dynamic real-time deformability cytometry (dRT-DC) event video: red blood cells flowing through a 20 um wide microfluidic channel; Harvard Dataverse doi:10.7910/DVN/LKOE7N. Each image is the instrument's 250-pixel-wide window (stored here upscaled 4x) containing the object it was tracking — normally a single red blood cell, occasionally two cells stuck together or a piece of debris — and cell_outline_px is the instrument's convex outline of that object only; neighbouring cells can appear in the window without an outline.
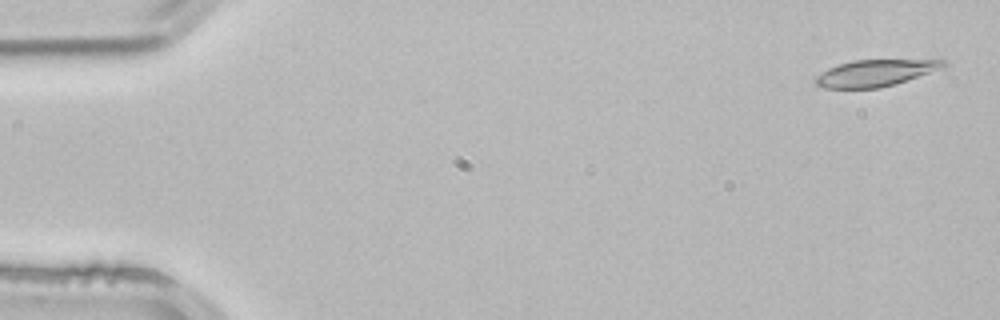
{"species": "common noctule bat (a hibernating species)", "species_latin": "Nyctalus noctula", "temperature_condition": "room temperature", "stored_images_in_passage": 4, "camera_frame_rate_fps": 3000, "um_per_image_px": 0.085, "animal": {"sex": "male", "body_mass_g": 21.5, "forearm_length_mm": 52.0}, "frame": {"image": 1, "passage_image": 1, "time_ms": 0.0, "image_size_px": [1000, 320], "cell_outline_px": [[948, 64], [944, 68], [896, 84], [880, 88], [824, 88], [816, 84], [812, 80], [816, 76], [828, 68], [852, 60], [944, 60]], "centroid_in_image_um": [74.4, 6.21], "position_along_channel_um": 10.6, "area_um2": 19.88}}
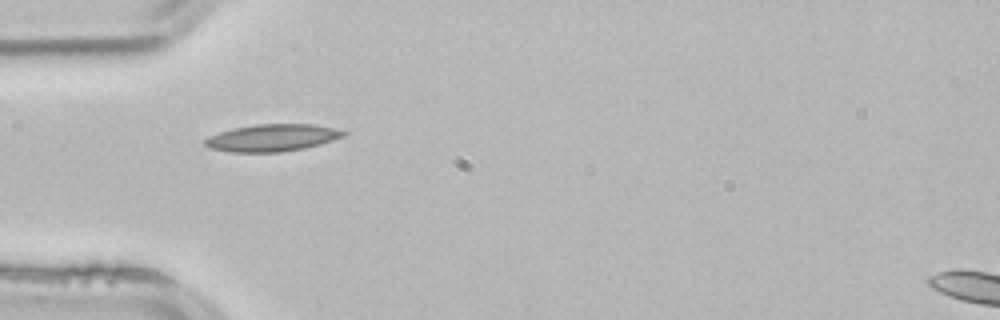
{"frame": {"image": 2, "passage_image": 4, "time_ms": 1.0, "image_size_px": [1000, 320], "cell_outline_px": [[348, 132], [344, 136], [320, 144], [304, 148], [280, 152], [228, 152], [208, 148], [204, 144], [204, 140], [208, 136], [232, 128], [256, 124], [316, 124], [336, 128]], "centroid_in_image_um": [23.12, 11.71], "position_along_channel_um": 61.9, "area_um2": 22.08}}